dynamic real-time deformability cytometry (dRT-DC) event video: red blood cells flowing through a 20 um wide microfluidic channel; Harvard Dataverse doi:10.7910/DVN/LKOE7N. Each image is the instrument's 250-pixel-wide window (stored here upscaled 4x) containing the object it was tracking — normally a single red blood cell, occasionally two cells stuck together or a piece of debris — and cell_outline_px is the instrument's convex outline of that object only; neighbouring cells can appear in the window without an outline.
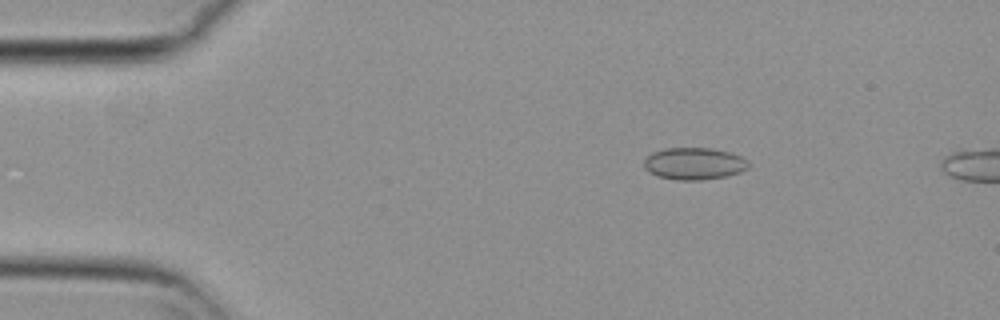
{"species": "common noctule bat (a hibernating species)", "species_latin": "Nyctalus noctula", "temperature_condition": "cold", "stored_images_in_passage": 46, "camera_frame_rate_fps": 3000, "um_per_image_px": 0.085, "animal": {"sex": "female", "body_mass_g": 29.2, "forearm_length_mm": 56.3}, "frame": {"image": 1, "passage_image": 1, "time_ms": 0.0, "image_size_px": [1000, 320], "cell_outline_px": [[752, 164], [748, 168], [740, 172], [724, 176], [700, 180], [680, 180], [656, 176], [644, 168], [644, 160], [652, 152], [664, 148], [712, 148], [728, 152], [740, 156], [748, 160]], "centroid_in_image_um": [59.01, 13.9], "position_along_channel_um": 26.0, "area_um2": 19.54}}
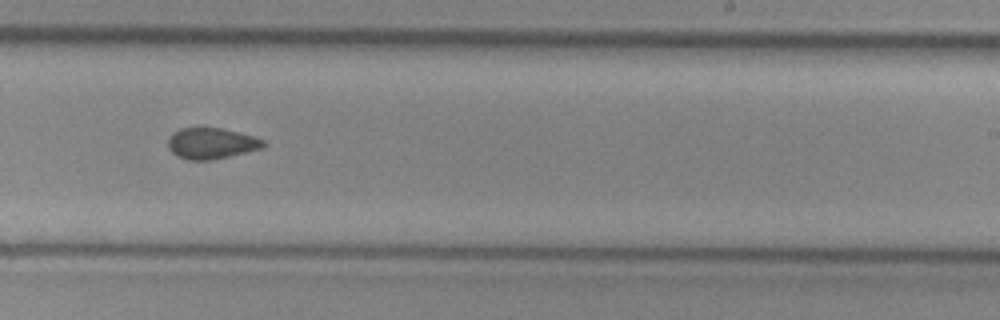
{"frame": {"image": 2, "passage_image": 26, "time_ms": 8.333, "image_size_px": [1000, 320], "cell_outline_px": [[264, 144], [260, 148], [212, 160], [188, 160], [176, 156], [168, 148], [168, 136], [172, 132], [180, 128], [220, 128], [252, 136], [264, 140]], "centroid_in_image_um": [17.87, 12.19], "position_along_channel_um": 271.1, "area_um2": 16.99}}
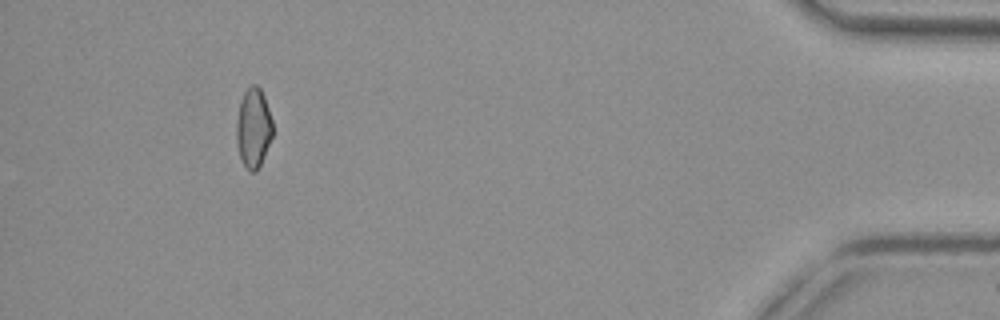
{"frame": {"image": 3, "passage_image": 43, "time_ms": 14.0, "image_size_px": [1000, 320], "cell_outline_px": [[272, 136], [264, 156], [256, 172], [248, 172], [240, 156], [236, 140], [236, 120], [240, 100], [244, 92], [252, 84], [256, 84], [260, 88], [264, 96], [272, 120]], "centroid_in_image_um": [21.52, 10.86], "position_along_channel_um": 413.7, "area_um2": 16.76}, "authors_computed_cell_mechanics": {"area_um2": 17.7157, "velocity_mm_per_s": 3.7196, "shape_relaxation_time_tau1_ms": null, "shape_relaxation_time_tau2_ms": 4.2907, "deformation_change_tau1": null, "deformation_change_tau2": 0.0826}}